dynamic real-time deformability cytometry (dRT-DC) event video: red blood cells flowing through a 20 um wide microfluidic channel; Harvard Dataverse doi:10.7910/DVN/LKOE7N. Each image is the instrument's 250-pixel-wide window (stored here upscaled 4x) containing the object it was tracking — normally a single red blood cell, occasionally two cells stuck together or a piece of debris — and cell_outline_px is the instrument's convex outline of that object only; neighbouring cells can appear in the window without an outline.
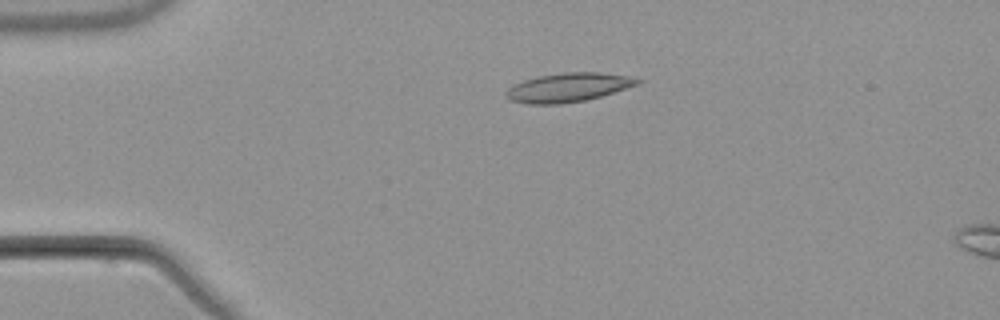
{"species": "common noctule bat (a hibernating species)", "species_latin": "Nyctalus noctula", "temperature_condition": "warm", "stored_images_in_passage": 3, "camera_frame_rate_fps": 3000, "um_per_image_px": 0.085, "animal": {"sex": "male", "body_mass_g": 21.5, "forearm_length_mm": 52.0}, "frame": {"image": 1, "passage_image": 2, "time_ms": 1.333, "image_size_px": [1000, 320], "cell_outline_px": [[644, 80], [640, 84], [600, 96], [584, 100], [560, 104], [528, 104], [512, 100], [504, 96], [504, 92], [508, 88], [524, 80], [536, 76], [564, 72], [600, 72], [628, 76]], "centroid_in_image_um": [48.3, 7.42], "position_along_channel_um": 36.7, "area_um2": 22.14}}